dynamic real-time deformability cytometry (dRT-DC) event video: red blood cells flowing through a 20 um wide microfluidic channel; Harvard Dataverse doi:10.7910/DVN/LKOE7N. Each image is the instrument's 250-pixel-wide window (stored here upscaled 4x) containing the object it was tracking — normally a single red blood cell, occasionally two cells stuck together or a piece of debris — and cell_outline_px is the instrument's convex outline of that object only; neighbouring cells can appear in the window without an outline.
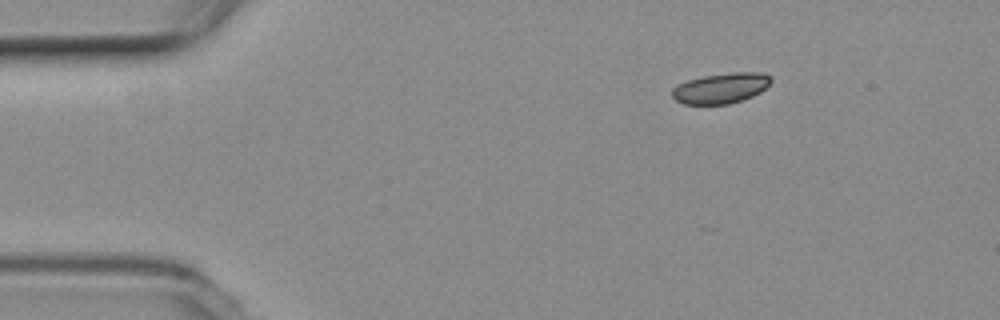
{"species": "common noctule bat (a hibernating species)", "species_latin": "Nyctalus noctula", "temperature_condition": "room temperature", "stored_images_in_passage": 14, "camera_frame_rate_fps": 3000, "um_per_image_px": 0.085, "animal": {"sex": "female", "body_mass_g": 19.3, "forearm_length_mm": 54.1}, "frame": {"image": 1, "passage_image": 1, "time_ms": 0.0, "image_size_px": [1000, 320], "cell_outline_px": [[772, 80], [760, 92], [744, 100], [728, 104], [684, 104], [676, 100], [672, 96], [672, 88], [676, 84], [688, 80], [704, 76], [732, 72], [760, 72], [772, 76]], "centroid_in_image_um": [61.27, 7.49], "position_along_channel_um": 23.7, "area_um2": 17.57}}
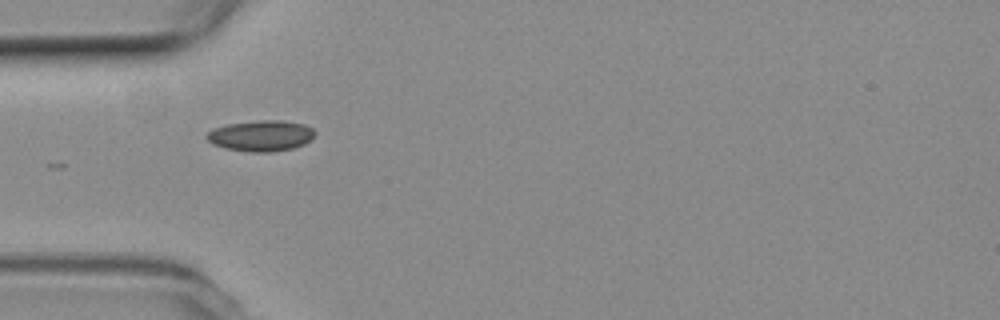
{"frame": {"image": 2, "passage_image": 11, "time_ms": 3.333, "image_size_px": [1000, 320], "cell_outline_px": [[316, 132], [312, 140], [304, 144], [292, 148], [272, 152], [252, 152], [224, 148], [212, 144], [204, 136], [212, 128], [228, 124], [260, 120], [280, 120], [304, 124], [312, 128]], "centroid_in_image_um": [22.18, 11.54], "position_along_channel_um": 62.8, "area_um2": 19.59}}
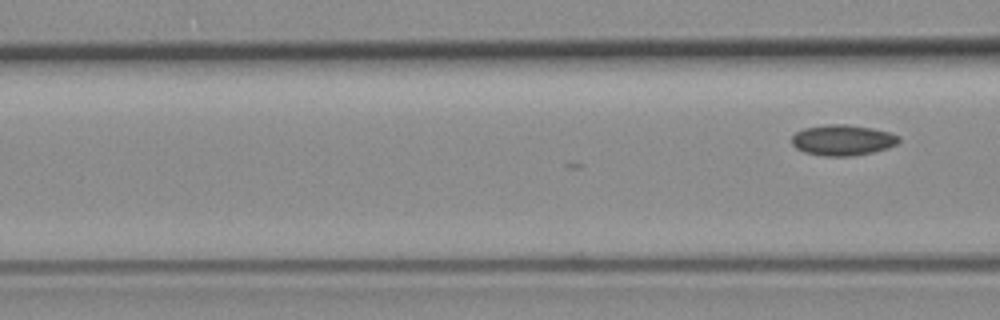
{"frame": {"image": 3, "passage_image": 14, "time_ms": 4.333, "image_size_px": [1000, 320], "cell_outline_px": [[900, 140], [896, 144], [888, 148], [872, 152], [852, 156], [824, 156], [804, 152], [796, 148], [792, 144], [792, 136], [796, 132], [804, 128], [828, 124], [848, 124], [872, 128], [888, 132], [900, 136]], "centroid_in_image_um": [71.62, 11.91], "position_along_channel_um": 95.0, "area_um2": 19.19}}